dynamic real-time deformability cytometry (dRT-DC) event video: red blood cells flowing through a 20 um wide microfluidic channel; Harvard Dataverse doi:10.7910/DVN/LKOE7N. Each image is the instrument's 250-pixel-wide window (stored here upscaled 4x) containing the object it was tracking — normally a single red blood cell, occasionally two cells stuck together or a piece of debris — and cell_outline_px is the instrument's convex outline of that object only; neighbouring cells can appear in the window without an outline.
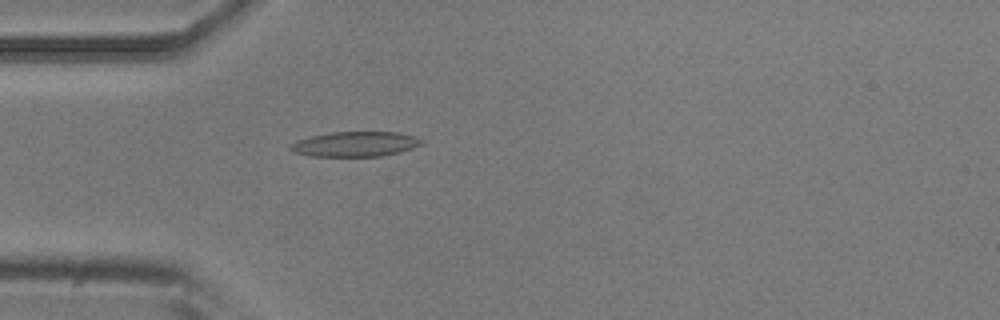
{"species": "common noctule bat (a hibernating species)", "species_latin": "Nyctalus noctula", "temperature_condition": "room temperature", "stored_images_in_passage": 3, "camera_frame_rate_fps": 3000, "um_per_image_px": 0.085, "animal": {"sex": "male", "body_mass_g": 20.5, "forearm_length_mm": 52.5}, "frame": {"image": 1, "passage_image": 3, "time_ms": 0.667, "image_size_px": [1000, 320], "cell_outline_px": [[424, 140], [420, 144], [412, 148], [400, 152], [380, 156], [308, 156], [296, 152], [288, 148], [296, 140], [312, 136], [332, 132], [400, 132], [416, 136]], "centroid_in_image_um": [30.22, 12.24], "position_along_channel_um": 54.8, "area_um2": 19.02}}